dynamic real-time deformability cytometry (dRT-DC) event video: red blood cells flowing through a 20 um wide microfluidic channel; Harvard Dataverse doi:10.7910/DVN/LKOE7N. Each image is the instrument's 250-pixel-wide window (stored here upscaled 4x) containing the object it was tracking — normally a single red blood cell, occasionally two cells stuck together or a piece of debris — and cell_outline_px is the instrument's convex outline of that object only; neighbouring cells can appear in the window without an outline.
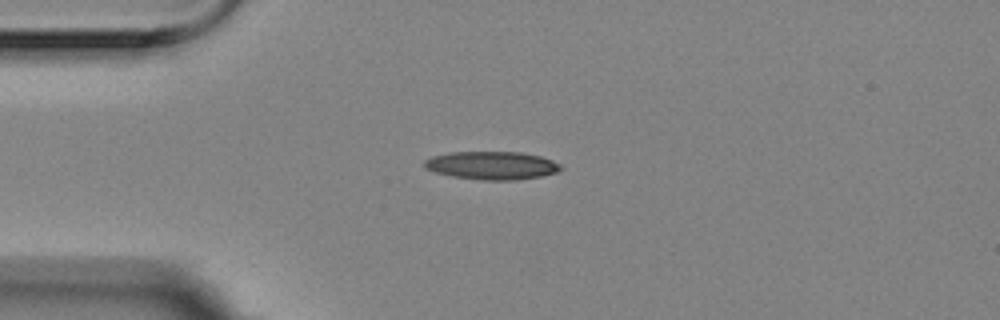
{"species": "Egyptian fruit bat (a non-hibernating species)", "species_latin": "Rousettus aegyptiacus", "temperature_condition": "room temperature", "stored_images_in_passage": 9, "camera_frame_rate_fps": 3000, "um_per_image_px": 0.085, "animal": {"sex": "female"}, "frame": {"image": 1, "passage_image": 3, "time_ms": 0.667, "image_size_px": [1000, 320], "cell_outline_px": [[564, 168], [556, 172], [540, 176], [516, 180], [484, 180], [452, 176], [436, 172], [424, 168], [424, 160], [432, 156], [452, 152], [520, 152], [540, 156], [552, 160], [560, 164]], "centroid_in_image_um": [41.81, 14.06], "position_along_channel_um": 43.2, "area_um2": 22.25}}
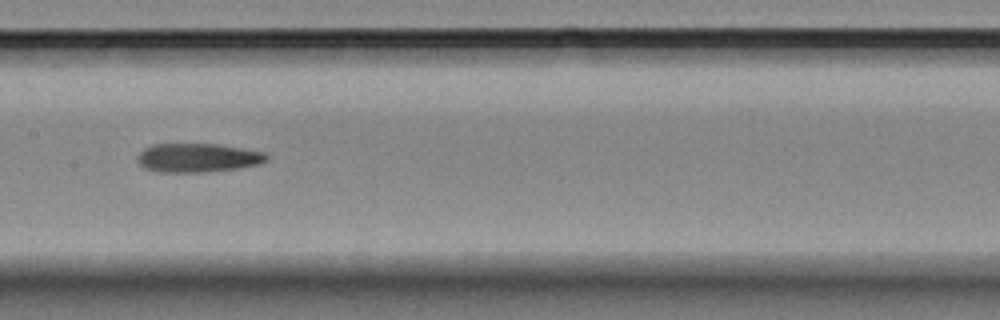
{"frame": {"image": 2, "passage_image": 7, "time_ms": 2.0, "image_size_px": [1000, 320], "cell_outline_px": [[268, 160], [260, 164], [236, 168], [204, 172], [156, 172], [144, 168], [136, 160], [136, 156], [144, 148], [152, 144], [216, 144], [264, 152], [268, 156]], "centroid_in_image_um": [16.76, 13.41], "position_along_channel_um": 190.6, "area_um2": 21.73}}
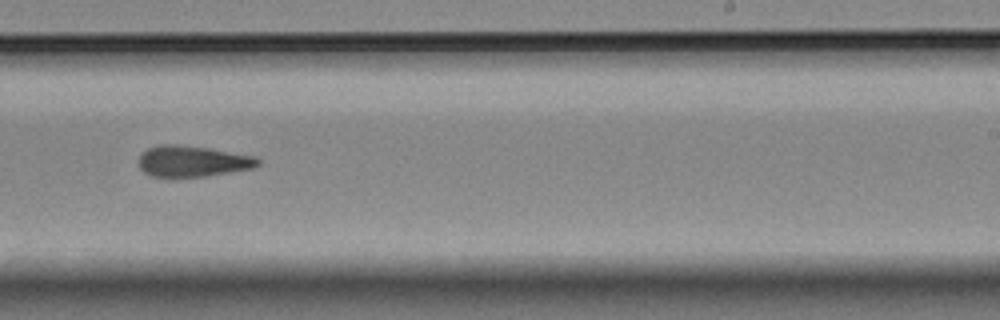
{"frame": {"image": 3, "passage_image": 9, "time_ms": 2.667, "image_size_px": [1000, 320], "cell_outline_px": [[260, 164], [252, 168], [204, 176], [152, 176], [144, 172], [140, 168], [140, 156], [148, 148], [160, 144], [176, 144], [208, 148], [256, 156], [260, 160]], "centroid_in_image_um": [16.38, 13.69], "position_along_channel_um": 272.6, "area_um2": 21.21}}